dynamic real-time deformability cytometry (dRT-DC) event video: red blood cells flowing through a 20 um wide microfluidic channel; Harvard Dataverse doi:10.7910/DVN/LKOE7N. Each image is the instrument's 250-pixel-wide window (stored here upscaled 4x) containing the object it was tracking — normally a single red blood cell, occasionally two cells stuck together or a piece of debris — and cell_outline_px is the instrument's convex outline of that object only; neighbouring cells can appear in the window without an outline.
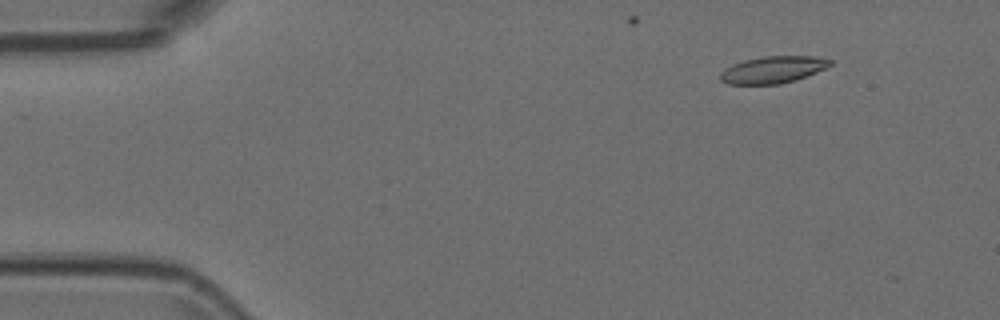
{"species": "Egyptian fruit bat (a non-hibernating species)", "species_latin": "Rousettus aegyptiacus", "temperature_condition": "room temperature", "stored_images_in_passage": 12, "camera_frame_rate_fps": 3000, "um_per_image_px": 0.085, "animal": {"sex": "female"}, "frame": {"image": 1, "passage_image": 7, "time_ms": 2.0, "image_size_px": [1000, 320], "cell_outline_px": [[832, 64], [816, 72], [796, 80], [780, 84], [728, 84], [720, 80], [720, 72], [724, 68], [732, 64], [744, 60], [764, 56], [816, 56], [832, 60]], "centroid_in_image_um": [65.67, 5.92], "position_along_channel_um": 19.3, "area_um2": 17.28}}